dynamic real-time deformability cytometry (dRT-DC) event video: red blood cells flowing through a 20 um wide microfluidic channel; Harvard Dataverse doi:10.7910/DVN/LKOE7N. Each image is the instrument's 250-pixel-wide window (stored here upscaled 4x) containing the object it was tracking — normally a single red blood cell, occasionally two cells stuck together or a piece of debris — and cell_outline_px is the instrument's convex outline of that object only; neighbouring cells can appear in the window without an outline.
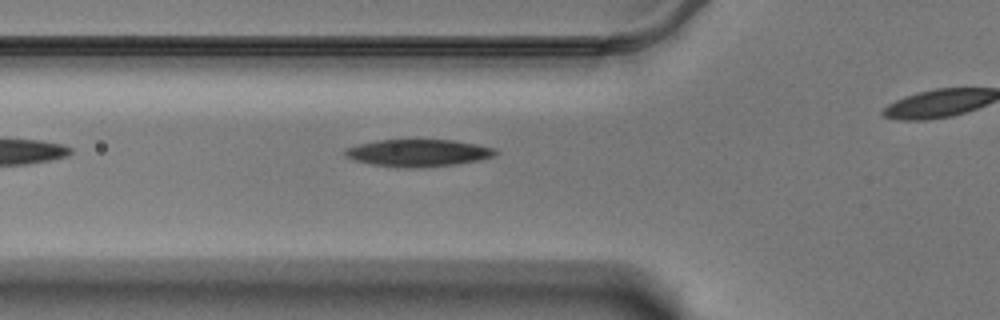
{"species": "Egyptian fruit bat (a non-hibernating species)", "species_latin": "Rousettus aegyptiacus", "temperature_condition": "warm", "stored_images_in_passage": 20, "camera_frame_rate_fps": 3000, "um_per_image_px": 0.085, "animal": {"sex": "male"}, "frame": {"image": 1, "passage_image": 4, "time_ms": 1.0, "image_size_px": [1000, 320], "cell_outline_px": [[496, 152], [492, 156], [480, 160], [456, 164], [420, 168], [408, 168], [372, 164], [356, 160], [344, 156], [344, 152], [348, 148], [360, 144], [376, 140], [452, 140], [476, 144], [496, 148]], "centroid_in_image_um": [35.56, 13.0], "position_along_channel_um": 90.2, "area_um2": 23.58}}
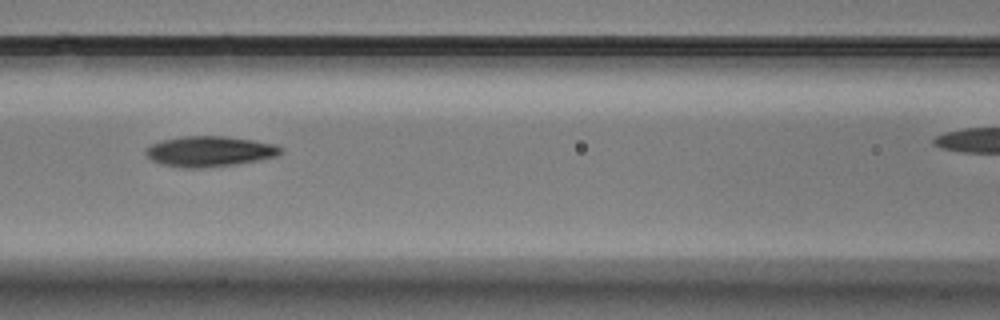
{"frame": {"image": 2, "passage_image": 9, "time_ms": 2.667, "image_size_px": [1000, 320], "cell_outline_px": [[284, 152], [276, 156], [260, 160], [236, 164], [204, 168], [180, 168], [160, 164], [152, 160], [144, 152], [144, 148], [152, 144], [164, 140], [180, 136], [228, 136], [276, 144], [284, 148]], "centroid_in_image_um": [17.83, 12.87], "position_along_channel_um": 148.8, "area_um2": 24.28}}
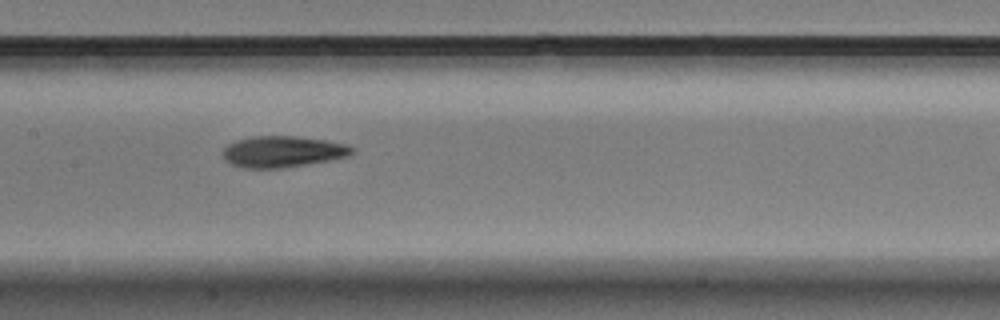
{"frame": {"image": 3, "passage_image": 12, "time_ms": 3.667, "image_size_px": [1000, 320], "cell_outline_px": [[356, 148], [348, 156], [332, 160], [280, 168], [244, 168], [232, 164], [224, 160], [220, 152], [228, 144], [236, 140], [256, 136], [296, 136], [324, 140], [348, 144]], "centroid_in_image_um": [24.02, 12.89], "position_along_channel_um": 183.4, "area_um2": 23.64}}